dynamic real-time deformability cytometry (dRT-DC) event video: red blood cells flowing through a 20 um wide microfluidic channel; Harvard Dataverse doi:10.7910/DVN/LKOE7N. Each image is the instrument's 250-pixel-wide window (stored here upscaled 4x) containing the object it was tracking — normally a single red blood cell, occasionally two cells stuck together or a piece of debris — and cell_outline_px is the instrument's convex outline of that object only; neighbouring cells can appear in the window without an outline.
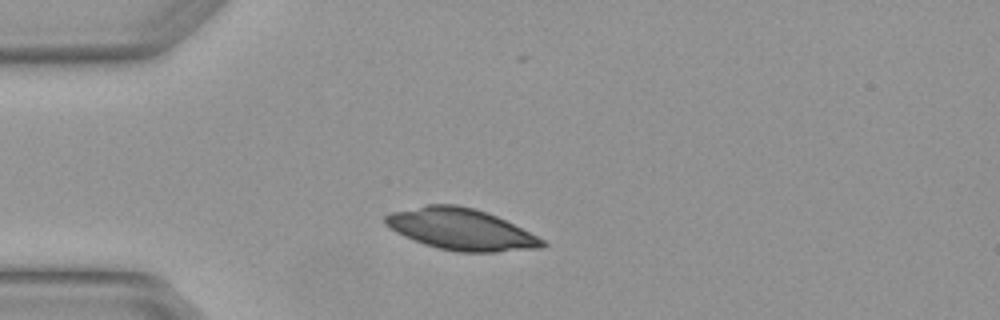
{"species": "Egyptian fruit bat (a non-hibernating species)", "species_latin": "Rousettus aegyptiacus", "temperature_condition": "warm", "stored_images_in_passage": 1, "camera_frame_rate_fps": 3000, "um_per_image_px": 0.085, "animal": {"sex": "female"}, "frame": {"image": 1, "passage_image": 1, "time_ms": 0.0, "image_size_px": [1000, 320], "cell_outline_px": [[548, 244], [544, 248], [496, 252], [456, 252], [436, 248], [424, 244], [404, 236], [388, 228], [384, 224], [384, 216], [392, 212], [428, 204], [456, 204], [472, 208], [496, 216], [544, 240]], "centroid_in_image_um": [39.15, 19.5], "position_along_channel_um": 45.9, "area_um2": 37.74}}